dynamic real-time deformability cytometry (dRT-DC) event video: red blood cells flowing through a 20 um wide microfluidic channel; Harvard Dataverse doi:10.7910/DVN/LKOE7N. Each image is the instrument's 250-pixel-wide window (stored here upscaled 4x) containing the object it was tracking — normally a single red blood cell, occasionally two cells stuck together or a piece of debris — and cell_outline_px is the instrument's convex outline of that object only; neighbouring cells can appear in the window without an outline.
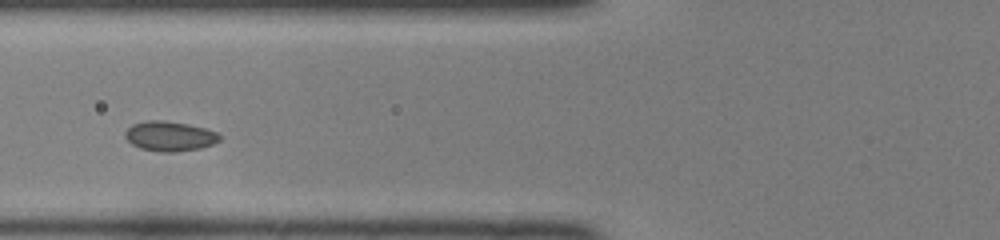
{"species": "common noctule bat (a hibernating species)", "species_latin": "Nyctalus noctula", "temperature_condition": "room temperature", "stored_images_in_passage": 38, "camera_frame_rate_fps": 3000, "um_per_image_px": 0.085, "animal": {"sex": "female", "body_mass_g": 22.0, "forearm_length_mm": 56.7}, "frame": {"image": 1, "passage_image": 9, "time_ms": 2.667, "image_size_px": [1000, 240], "cell_outline_px": [[220, 140], [212, 144], [200, 148], [176, 152], [160, 152], [140, 148], [132, 144], [124, 136], [124, 132], [132, 124], [148, 120], [164, 120], [188, 124], [204, 128], [216, 132], [220, 136]], "centroid_in_image_um": [14.4, 11.57], "position_along_channel_um": 111.4, "area_um2": 16.42}}
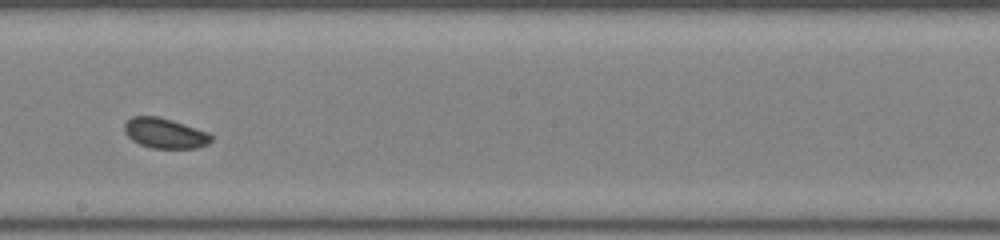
{"frame": {"image": 2, "passage_image": 18, "time_ms": 5.667, "image_size_px": [1000, 240], "cell_outline_px": [[212, 140], [208, 144], [196, 148], [152, 148], [140, 144], [132, 140], [124, 132], [124, 124], [132, 116], [156, 116], [172, 120], [208, 132], [212, 136]], "centroid_in_image_um": [14.01, 11.32], "position_along_channel_um": 234.2, "area_um2": 15.2}}
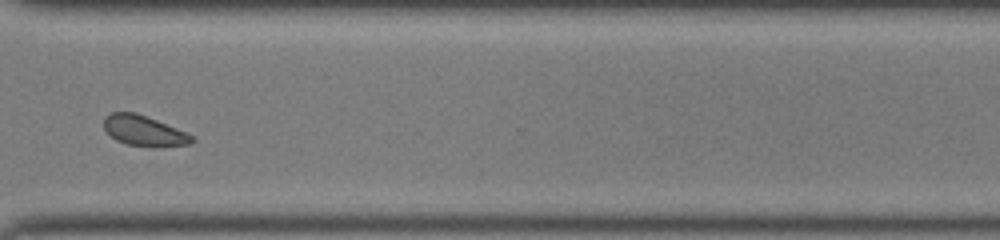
{"frame": {"image": 3, "passage_image": 27, "time_ms": 8.667, "image_size_px": [1000, 240], "cell_outline_px": [[196, 140], [188, 144], [160, 148], [152, 148], [128, 144], [116, 140], [104, 128], [104, 116], [112, 112], [136, 112], [176, 128], [192, 136]], "centroid_in_image_um": [12.24, 11.13], "position_along_channel_um": 358.4, "area_um2": 15.61}, "authors_computed_cell_mechanics": {"area_um2": 15.8661, "velocity_mm_per_s": 4.0989, "shape_relaxation_time_tau1_ms": 4.275, "shape_relaxation_time_tau2_ms": null, "deformation_change_tau1": 0.0515, "deformation_change_tau2": null}}